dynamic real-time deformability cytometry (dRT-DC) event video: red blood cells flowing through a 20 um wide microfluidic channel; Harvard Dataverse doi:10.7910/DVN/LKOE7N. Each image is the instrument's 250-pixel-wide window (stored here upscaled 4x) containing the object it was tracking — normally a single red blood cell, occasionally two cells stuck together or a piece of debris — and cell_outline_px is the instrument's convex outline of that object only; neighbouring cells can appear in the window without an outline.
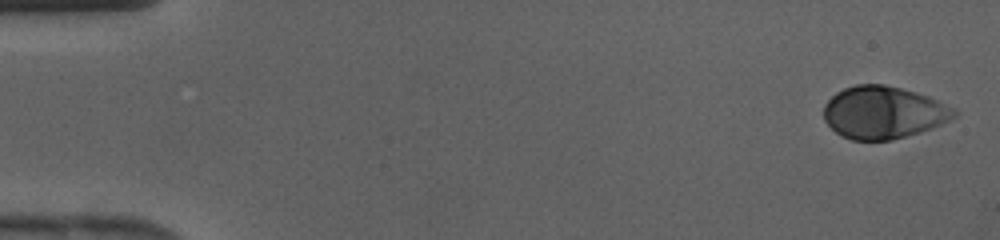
{"species": "human", "species_latin": "Homo sapiens", "temperature_condition": "cold", "stored_images_in_passage": 42, "camera_frame_rate_fps": 3000, "um_per_image_px": 0.085, "donor": {"sex": "female"}, "frame": {"image": 1, "passage_image": 1, "time_ms": 0.0, "image_size_px": [1000, 240], "cell_outline_px": [[956, 116], [932, 128], [920, 132], [892, 140], [852, 140], [840, 136], [824, 120], [824, 104], [836, 92], [844, 88], [856, 84], [884, 84], [900, 88], [928, 96], [956, 108]], "centroid_in_image_um": [75.07, 9.56], "position_along_channel_um": 9.9, "area_um2": 39.82}}
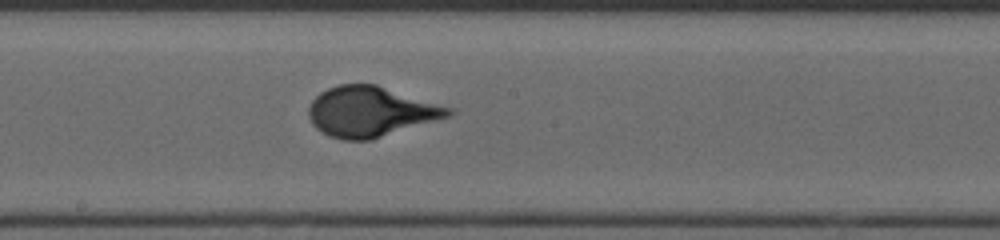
{"frame": {"image": 2, "passage_image": 23, "time_ms": 7.333, "image_size_px": [1000, 240], "cell_outline_px": [[456, 112], [452, 116], [368, 140], [344, 140], [328, 136], [316, 128], [312, 124], [308, 116], [308, 108], [312, 100], [320, 92], [328, 88], [340, 84], [376, 84], [452, 108]], "centroid_in_image_um": [31.49, 9.49], "position_along_channel_um": 216.7, "area_um2": 40.81}}
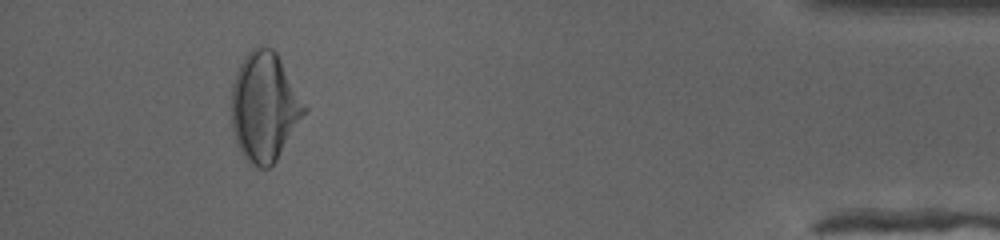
{"frame": {"image": 3, "passage_image": 39, "time_ms": 12.667, "image_size_px": [1000, 240], "cell_outline_px": [[308, 112], [276, 160], [268, 168], [260, 168], [252, 164], [240, 152], [236, 144], [232, 128], [232, 84], [240, 64], [244, 56], [256, 44], [272, 48], [276, 52], [308, 108]], "centroid_in_image_um": [22.49, 9.08], "position_along_channel_um": 412.7, "area_um2": 46.53}}